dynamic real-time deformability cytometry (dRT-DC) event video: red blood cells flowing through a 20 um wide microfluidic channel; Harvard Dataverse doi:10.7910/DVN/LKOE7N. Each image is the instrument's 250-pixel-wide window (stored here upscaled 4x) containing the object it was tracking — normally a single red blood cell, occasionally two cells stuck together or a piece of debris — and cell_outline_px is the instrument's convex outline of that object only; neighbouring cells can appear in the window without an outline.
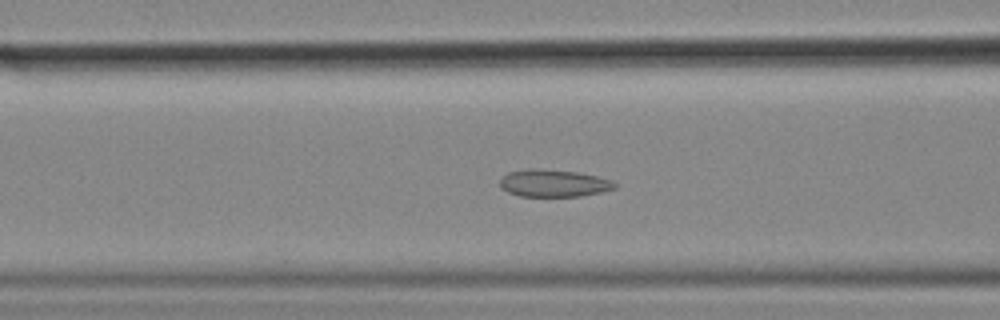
{"species": "common noctule bat (a hibernating species)", "species_latin": "Nyctalus noctula", "temperature_condition": "cold", "stored_images_in_passage": 56, "camera_frame_rate_fps": 3000, "um_per_image_px": 0.085, "animal": {"sex": "female", "body_mass_g": 18.4}, "frame": {"image": 1, "passage_image": 22, "time_ms": 7.0, "image_size_px": [1000, 320], "cell_outline_px": [[616, 188], [600, 192], [580, 196], [520, 196], [508, 192], [500, 188], [500, 180], [508, 172], [528, 168], [532, 168], [576, 172], [596, 176], [612, 180], [616, 184]], "centroid_in_image_um": [47.03, 15.57], "position_along_channel_um": 119.6, "area_um2": 18.15}}
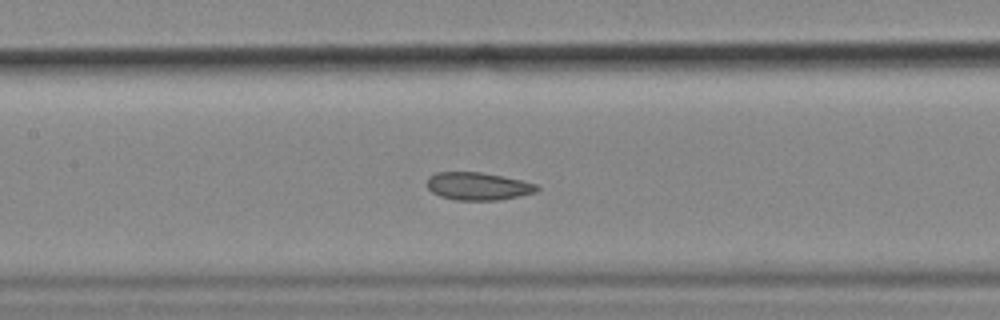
{"frame": {"image": 2, "passage_image": 26, "time_ms": 8.333, "image_size_px": [1000, 320], "cell_outline_px": [[540, 188], [536, 192], [520, 196], [496, 200], [456, 200], [440, 196], [432, 192], [428, 188], [428, 176], [436, 172], [480, 172], [520, 180], [536, 184]], "centroid_in_image_um": [40.62, 15.83], "position_along_channel_um": 166.8, "area_um2": 17.63}}
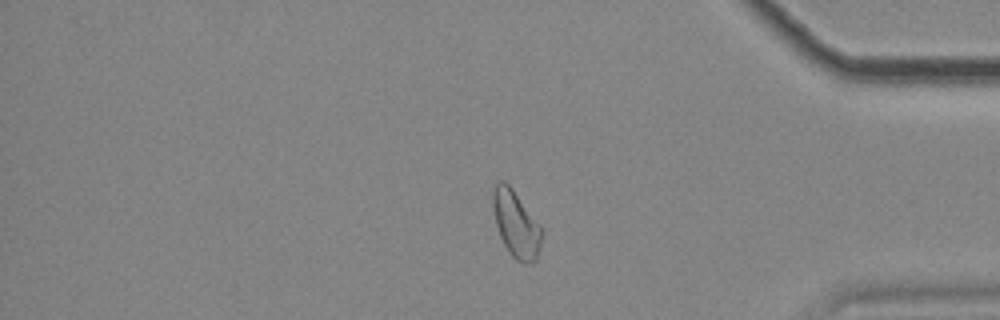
{"frame": {"image": 3, "passage_image": 47, "time_ms": 15.333, "image_size_px": [1000, 320], "cell_outline_px": [[544, 232], [540, 248], [536, 260], [532, 264], [524, 264], [516, 260], [512, 256], [504, 244], [500, 236], [496, 224], [492, 208], [492, 192], [496, 184], [500, 180], [504, 180], [512, 188], [540, 224]], "centroid_in_image_um": [43.88, 19.07], "position_along_channel_um": 391.3, "area_um2": 19.19}, "authors_computed_cell_mechanics": {"area_um2": 19.2185, "velocity_mm_per_s": 3.5393, "shape_relaxation_time_tau1_ms": null, "shape_relaxation_time_tau2_ms": 3.2428, "deformation_change_tau1": null, "deformation_change_tau2": 0.0941}}